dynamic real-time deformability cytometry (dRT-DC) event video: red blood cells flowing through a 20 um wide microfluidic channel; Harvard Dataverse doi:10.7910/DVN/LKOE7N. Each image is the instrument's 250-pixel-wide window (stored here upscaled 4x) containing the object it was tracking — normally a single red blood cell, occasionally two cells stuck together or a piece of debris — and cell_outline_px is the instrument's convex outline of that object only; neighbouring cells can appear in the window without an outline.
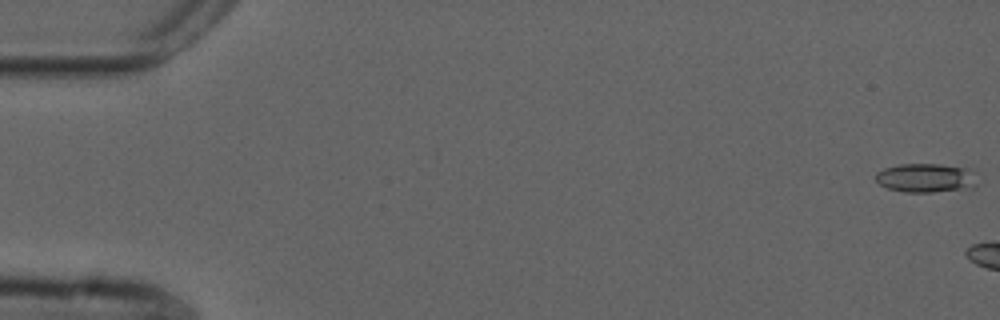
{"species": "common noctule bat (a hibernating species)", "species_latin": "Nyctalus noctula", "temperature_condition": "cold", "stored_images_in_passage": 6, "camera_frame_rate_fps": 3000, "um_per_image_px": 0.085, "animal": {"sex": "male", "forearm_length_mm": 52.5}, "frame": {"image": 1, "passage_image": 1, "time_ms": 0.0, "image_size_px": [1000, 320], "cell_outline_px": [[976, 188], [932, 192], [904, 192], [888, 188], [880, 184], [876, 180], [876, 172], [884, 168], [900, 164], [940, 164], [968, 168], [972, 172], [976, 184]], "centroid_in_image_um": [78.7, 15.13], "position_along_channel_um": 6.3, "area_um2": 17.17}}